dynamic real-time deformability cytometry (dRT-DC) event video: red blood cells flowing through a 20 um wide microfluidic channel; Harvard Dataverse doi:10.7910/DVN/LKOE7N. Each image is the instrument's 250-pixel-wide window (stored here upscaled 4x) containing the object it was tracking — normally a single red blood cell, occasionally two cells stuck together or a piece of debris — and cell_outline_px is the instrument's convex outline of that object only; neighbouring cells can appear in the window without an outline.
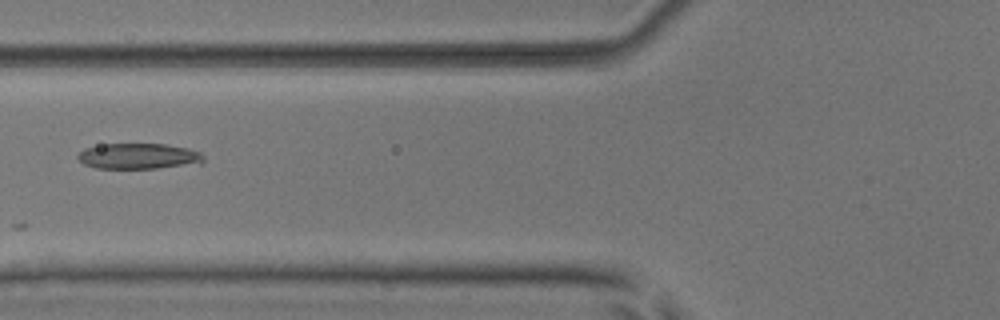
{"species": "common noctule bat (a hibernating species)", "species_latin": "Nyctalus noctula", "temperature_condition": "room temperature", "stored_images_in_passage": 6, "camera_frame_rate_fps": 3000, "um_per_image_px": 0.085, "animal": {"sex": "male", "body_mass_g": 17.9, "forearm_length_mm": 54.2}, "frame": {"image": 1, "passage_image": 6, "time_ms": 1.667, "image_size_px": [1000, 320], "cell_outline_px": [[204, 164], [156, 168], [96, 168], [84, 164], [76, 156], [84, 148], [100, 144], [164, 144], [188, 148], [200, 152], [204, 156]], "centroid_in_image_um": [11.83, 13.28], "position_along_channel_um": 114.0, "area_um2": 19.02}}